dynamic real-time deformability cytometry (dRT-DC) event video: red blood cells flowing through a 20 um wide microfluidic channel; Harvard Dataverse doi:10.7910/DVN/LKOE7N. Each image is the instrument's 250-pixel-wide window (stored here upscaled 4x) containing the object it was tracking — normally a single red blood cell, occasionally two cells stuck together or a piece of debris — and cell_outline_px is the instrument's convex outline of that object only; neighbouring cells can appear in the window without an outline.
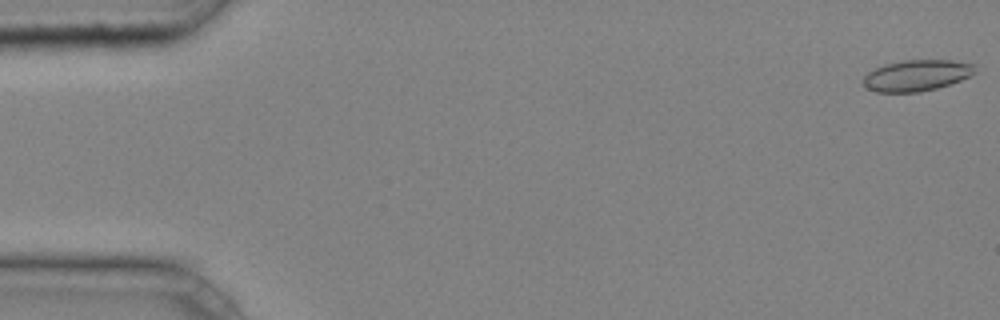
{"species": "common noctule bat (a hibernating species)", "species_latin": "Nyctalus noctula", "temperature_condition": "cold", "stored_images_in_passage": 42, "camera_frame_rate_fps": 3000, "um_per_image_px": 0.085, "animal": {"sex": "male", "body_mass_g": 20.4}, "frame": {"image": 1, "passage_image": 1, "time_ms": 0.0, "image_size_px": [1000, 320], "cell_outline_px": [[976, 72], [960, 80], [936, 88], [920, 92], [876, 92], [868, 88], [864, 84], [864, 76], [868, 72], [884, 64], [904, 60], [952, 60], [972, 64]], "centroid_in_image_um": [77.89, 6.41], "position_along_channel_um": 7.1, "area_um2": 20.0}}
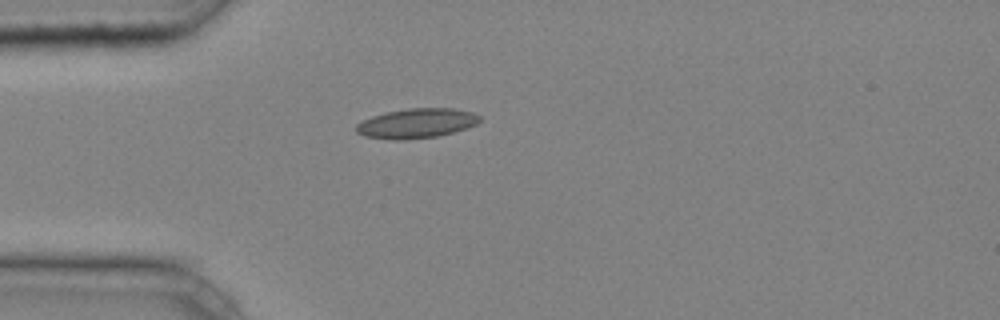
{"frame": {"image": 2, "passage_image": 13, "time_ms": 4.0, "image_size_px": [1000, 320], "cell_outline_px": [[480, 120], [476, 124], [468, 128], [436, 136], [400, 140], [396, 140], [364, 136], [356, 132], [356, 124], [372, 116], [388, 112], [408, 108], [452, 108], [472, 112], [480, 116]], "centroid_in_image_um": [35.41, 10.48], "position_along_channel_um": 49.6, "area_um2": 21.15}}
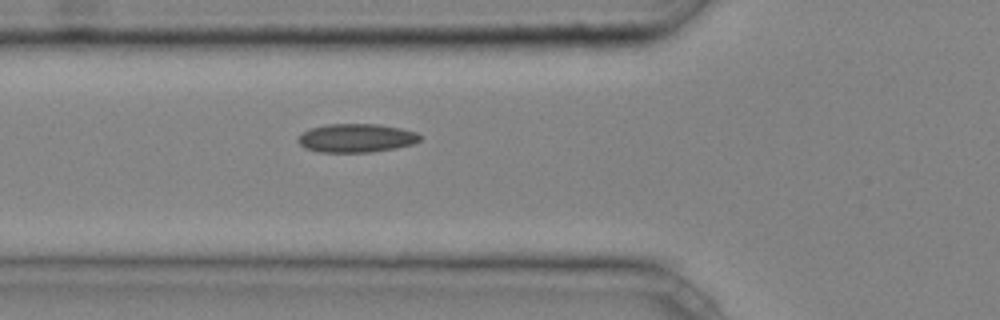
{"frame": {"image": 3, "passage_image": 17, "time_ms": 5.333, "image_size_px": [1000, 320], "cell_outline_px": [[424, 136], [420, 140], [412, 144], [396, 148], [372, 152], [320, 152], [304, 148], [296, 140], [304, 132], [312, 128], [328, 124], [376, 124], [400, 128], [416, 132]], "centroid_in_image_um": [30.31, 11.74], "position_along_channel_um": 95.5, "area_um2": 20.29}, "authors_computed_cell_mechanics": {"area_um2": 19.6231, "velocity_mm_per_s": 4.2473, "shape_relaxation_time_tau1_ms": null, "shape_relaxation_time_tau2_ms": 9.4775, "deformation_change_tau1": null, "deformation_change_tau2": 0.1568}}